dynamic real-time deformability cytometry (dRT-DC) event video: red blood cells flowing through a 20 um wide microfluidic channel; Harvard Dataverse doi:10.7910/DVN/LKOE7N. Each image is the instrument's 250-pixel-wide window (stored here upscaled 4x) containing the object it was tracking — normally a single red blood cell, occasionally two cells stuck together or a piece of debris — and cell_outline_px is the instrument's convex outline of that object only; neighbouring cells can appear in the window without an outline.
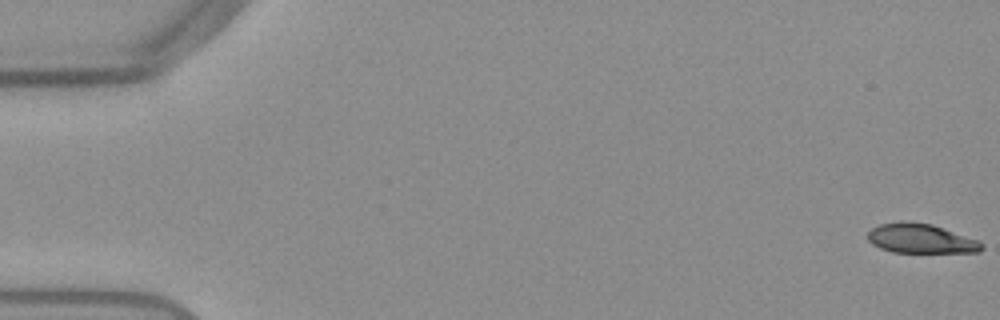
{"species": "Egyptian fruit bat (a non-hibernating species)", "species_latin": "Rousettus aegyptiacus", "temperature_condition": "warm", "stored_images_in_passage": 55, "segment_of_instrument_passage": [1, 2], "camera_frame_rate_fps": 3000, "um_per_image_px": 0.085, "frame": {"image": 1, "passage_image": 1, "time_ms": 0.0, "image_size_px": [1000, 320], "cell_outline_px": [[984, 248], [980, 252], [892, 252], [880, 248], [872, 244], [868, 240], [868, 232], [872, 228], [880, 224], [900, 220], [932, 224], [980, 240], [984, 244]], "centroid_in_image_um": [78.29, 20.27], "position_along_channel_um": 6.7, "area_um2": 19.77}}
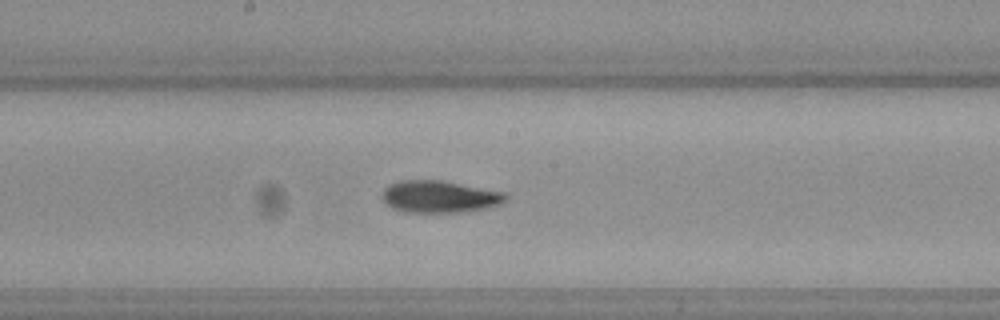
{"frame": {"image": 2, "passage_image": 29, "time_ms": 9.333, "image_size_px": [1000, 320], "cell_outline_px": [[508, 200], [500, 204], [488, 208], [468, 212], [404, 212], [392, 208], [380, 196], [384, 188], [388, 184], [400, 180], [444, 180], [504, 192], [508, 196]], "centroid_in_image_um": [37.37, 16.71], "position_along_channel_um": 210.8, "area_um2": 23.47}}
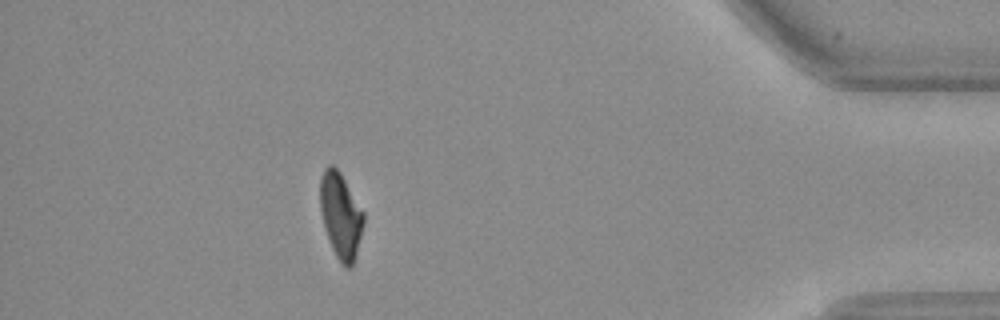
{"frame": {"image": 3, "passage_image": 48, "time_ms": 15.667, "image_size_px": [1000, 320], "cell_outline_px": [[364, 224], [352, 268], [344, 268], [336, 256], [332, 248], [324, 228], [320, 208], [320, 176], [324, 168], [328, 164], [332, 164], [340, 172], [364, 212]], "centroid_in_image_um": [28.95, 18.31], "position_along_channel_um": 406.3, "area_um2": 21.79}}